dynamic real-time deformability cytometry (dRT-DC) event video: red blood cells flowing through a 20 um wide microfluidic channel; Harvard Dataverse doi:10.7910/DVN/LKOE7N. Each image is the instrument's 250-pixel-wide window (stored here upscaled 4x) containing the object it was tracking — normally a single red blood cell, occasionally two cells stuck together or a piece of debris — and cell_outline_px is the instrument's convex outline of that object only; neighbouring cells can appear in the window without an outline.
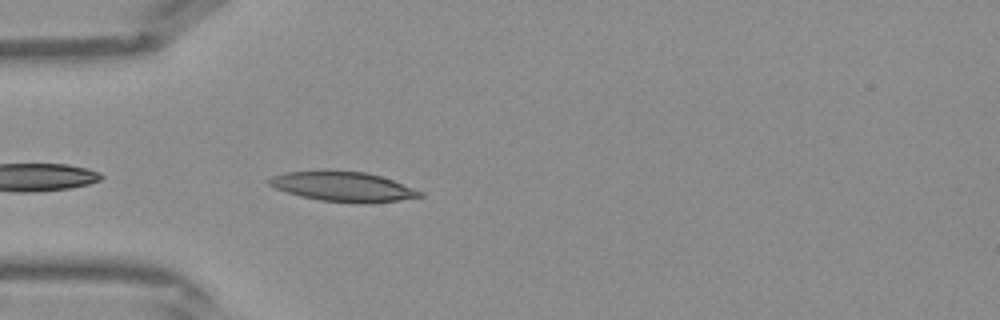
{"species": "Egyptian fruit bat (a non-hibernating species)", "species_latin": "Rousettus aegyptiacus", "temperature_condition": "warm", "stored_images_in_passage": 5, "camera_frame_rate_fps": 3000, "um_per_image_px": 0.085, "frame": {"image": 1, "passage_image": 2, "time_ms": 0.333, "image_size_px": [1000, 320], "cell_outline_px": [[424, 196], [396, 200], [364, 204], [320, 200], [300, 196], [276, 188], [268, 184], [264, 180], [272, 176], [288, 172], [320, 168], [328, 168], [364, 172], [380, 176], [392, 180], [424, 192]], "centroid_in_image_um": [29.1, 15.82], "position_along_channel_um": 55.9, "area_um2": 26.7}}